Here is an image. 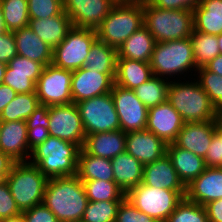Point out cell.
Here are the masks:
<instances>
[{
	"mask_svg": "<svg viewBox=\"0 0 222 222\" xmlns=\"http://www.w3.org/2000/svg\"><path fill=\"white\" fill-rule=\"evenodd\" d=\"M88 202L83 182L77 175L47 180L43 204L60 222L81 220Z\"/></svg>",
	"mask_w": 222,
	"mask_h": 222,
	"instance_id": "cell-1",
	"label": "cell"
},
{
	"mask_svg": "<svg viewBox=\"0 0 222 222\" xmlns=\"http://www.w3.org/2000/svg\"><path fill=\"white\" fill-rule=\"evenodd\" d=\"M80 150L77 144L49 136L32 150L29 162L48 179L73 176L77 174Z\"/></svg>",
	"mask_w": 222,
	"mask_h": 222,
	"instance_id": "cell-2",
	"label": "cell"
},
{
	"mask_svg": "<svg viewBox=\"0 0 222 222\" xmlns=\"http://www.w3.org/2000/svg\"><path fill=\"white\" fill-rule=\"evenodd\" d=\"M143 25V0H118L96 29L97 38L118 50Z\"/></svg>",
	"mask_w": 222,
	"mask_h": 222,
	"instance_id": "cell-3",
	"label": "cell"
},
{
	"mask_svg": "<svg viewBox=\"0 0 222 222\" xmlns=\"http://www.w3.org/2000/svg\"><path fill=\"white\" fill-rule=\"evenodd\" d=\"M167 101L185 123L214 120L219 113L198 81H170Z\"/></svg>",
	"mask_w": 222,
	"mask_h": 222,
	"instance_id": "cell-4",
	"label": "cell"
},
{
	"mask_svg": "<svg viewBox=\"0 0 222 222\" xmlns=\"http://www.w3.org/2000/svg\"><path fill=\"white\" fill-rule=\"evenodd\" d=\"M143 22L156 42L189 38L194 30L193 11L157 8L143 0Z\"/></svg>",
	"mask_w": 222,
	"mask_h": 222,
	"instance_id": "cell-5",
	"label": "cell"
},
{
	"mask_svg": "<svg viewBox=\"0 0 222 222\" xmlns=\"http://www.w3.org/2000/svg\"><path fill=\"white\" fill-rule=\"evenodd\" d=\"M47 180L29 161L16 162L5 179L21 212L43 203Z\"/></svg>",
	"mask_w": 222,
	"mask_h": 222,
	"instance_id": "cell-6",
	"label": "cell"
},
{
	"mask_svg": "<svg viewBox=\"0 0 222 222\" xmlns=\"http://www.w3.org/2000/svg\"><path fill=\"white\" fill-rule=\"evenodd\" d=\"M154 76L171 77L189 70L196 71L191 38L166 42H156L150 59ZM189 69V70H188ZM165 76V77H164Z\"/></svg>",
	"mask_w": 222,
	"mask_h": 222,
	"instance_id": "cell-7",
	"label": "cell"
},
{
	"mask_svg": "<svg viewBox=\"0 0 222 222\" xmlns=\"http://www.w3.org/2000/svg\"><path fill=\"white\" fill-rule=\"evenodd\" d=\"M185 196L186 191L157 189L140 183L126 194V199L149 217L165 222Z\"/></svg>",
	"mask_w": 222,
	"mask_h": 222,
	"instance_id": "cell-8",
	"label": "cell"
},
{
	"mask_svg": "<svg viewBox=\"0 0 222 222\" xmlns=\"http://www.w3.org/2000/svg\"><path fill=\"white\" fill-rule=\"evenodd\" d=\"M96 39V30L73 26L65 39L53 49L52 64L70 71L84 67L86 57Z\"/></svg>",
	"mask_w": 222,
	"mask_h": 222,
	"instance_id": "cell-9",
	"label": "cell"
},
{
	"mask_svg": "<svg viewBox=\"0 0 222 222\" xmlns=\"http://www.w3.org/2000/svg\"><path fill=\"white\" fill-rule=\"evenodd\" d=\"M86 135L120 130L119 117L110 93L76 103Z\"/></svg>",
	"mask_w": 222,
	"mask_h": 222,
	"instance_id": "cell-10",
	"label": "cell"
},
{
	"mask_svg": "<svg viewBox=\"0 0 222 222\" xmlns=\"http://www.w3.org/2000/svg\"><path fill=\"white\" fill-rule=\"evenodd\" d=\"M72 71L46 65L36 84L39 103L46 106L72 103Z\"/></svg>",
	"mask_w": 222,
	"mask_h": 222,
	"instance_id": "cell-11",
	"label": "cell"
},
{
	"mask_svg": "<svg viewBox=\"0 0 222 222\" xmlns=\"http://www.w3.org/2000/svg\"><path fill=\"white\" fill-rule=\"evenodd\" d=\"M48 117L49 136L83 147L86 133L76 103L49 106Z\"/></svg>",
	"mask_w": 222,
	"mask_h": 222,
	"instance_id": "cell-12",
	"label": "cell"
},
{
	"mask_svg": "<svg viewBox=\"0 0 222 222\" xmlns=\"http://www.w3.org/2000/svg\"><path fill=\"white\" fill-rule=\"evenodd\" d=\"M111 95L123 132L146 130L148 108L137 98L133 90L113 85Z\"/></svg>",
	"mask_w": 222,
	"mask_h": 222,
	"instance_id": "cell-13",
	"label": "cell"
},
{
	"mask_svg": "<svg viewBox=\"0 0 222 222\" xmlns=\"http://www.w3.org/2000/svg\"><path fill=\"white\" fill-rule=\"evenodd\" d=\"M118 0H63L72 25L96 30Z\"/></svg>",
	"mask_w": 222,
	"mask_h": 222,
	"instance_id": "cell-14",
	"label": "cell"
},
{
	"mask_svg": "<svg viewBox=\"0 0 222 222\" xmlns=\"http://www.w3.org/2000/svg\"><path fill=\"white\" fill-rule=\"evenodd\" d=\"M115 76L116 73H100L85 67L72 71V103L110 93Z\"/></svg>",
	"mask_w": 222,
	"mask_h": 222,
	"instance_id": "cell-15",
	"label": "cell"
},
{
	"mask_svg": "<svg viewBox=\"0 0 222 222\" xmlns=\"http://www.w3.org/2000/svg\"><path fill=\"white\" fill-rule=\"evenodd\" d=\"M185 122L181 115L166 101L148 108L146 130L163 139L167 144L173 143Z\"/></svg>",
	"mask_w": 222,
	"mask_h": 222,
	"instance_id": "cell-16",
	"label": "cell"
},
{
	"mask_svg": "<svg viewBox=\"0 0 222 222\" xmlns=\"http://www.w3.org/2000/svg\"><path fill=\"white\" fill-rule=\"evenodd\" d=\"M167 145L163 139L147 130L126 133L125 151L143 165L152 163L167 154Z\"/></svg>",
	"mask_w": 222,
	"mask_h": 222,
	"instance_id": "cell-17",
	"label": "cell"
},
{
	"mask_svg": "<svg viewBox=\"0 0 222 222\" xmlns=\"http://www.w3.org/2000/svg\"><path fill=\"white\" fill-rule=\"evenodd\" d=\"M0 152L16 162H28L31 150L28 146V130L25 120L2 122Z\"/></svg>",
	"mask_w": 222,
	"mask_h": 222,
	"instance_id": "cell-18",
	"label": "cell"
},
{
	"mask_svg": "<svg viewBox=\"0 0 222 222\" xmlns=\"http://www.w3.org/2000/svg\"><path fill=\"white\" fill-rule=\"evenodd\" d=\"M214 134L215 119L206 122H187L173 143L177 147L205 158Z\"/></svg>",
	"mask_w": 222,
	"mask_h": 222,
	"instance_id": "cell-19",
	"label": "cell"
},
{
	"mask_svg": "<svg viewBox=\"0 0 222 222\" xmlns=\"http://www.w3.org/2000/svg\"><path fill=\"white\" fill-rule=\"evenodd\" d=\"M185 197L202 206L211 201L222 199V167H207L186 187Z\"/></svg>",
	"mask_w": 222,
	"mask_h": 222,
	"instance_id": "cell-20",
	"label": "cell"
},
{
	"mask_svg": "<svg viewBox=\"0 0 222 222\" xmlns=\"http://www.w3.org/2000/svg\"><path fill=\"white\" fill-rule=\"evenodd\" d=\"M142 183L157 189L186 191V187L178 177L167 154L152 163L144 165Z\"/></svg>",
	"mask_w": 222,
	"mask_h": 222,
	"instance_id": "cell-21",
	"label": "cell"
},
{
	"mask_svg": "<svg viewBox=\"0 0 222 222\" xmlns=\"http://www.w3.org/2000/svg\"><path fill=\"white\" fill-rule=\"evenodd\" d=\"M126 133L122 130L86 135L82 149L90 155L112 159L125 152Z\"/></svg>",
	"mask_w": 222,
	"mask_h": 222,
	"instance_id": "cell-22",
	"label": "cell"
},
{
	"mask_svg": "<svg viewBox=\"0 0 222 222\" xmlns=\"http://www.w3.org/2000/svg\"><path fill=\"white\" fill-rule=\"evenodd\" d=\"M28 27L54 49L65 39L73 25L70 17L62 11L59 15L45 19H29Z\"/></svg>",
	"mask_w": 222,
	"mask_h": 222,
	"instance_id": "cell-23",
	"label": "cell"
},
{
	"mask_svg": "<svg viewBox=\"0 0 222 222\" xmlns=\"http://www.w3.org/2000/svg\"><path fill=\"white\" fill-rule=\"evenodd\" d=\"M167 155L185 187L191 184L207 168L204 158L177 147L174 143L167 145Z\"/></svg>",
	"mask_w": 222,
	"mask_h": 222,
	"instance_id": "cell-24",
	"label": "cell"
},
{
	"mask_svg": "<svg viewBox=\"0 0 222 222\" xmlns=\"http://www.w3.org/2000/svg\"><path fill=\"white\" fill-rule=\"evenodd\" d=\"M13 34L19 56L42 63L44 66L52 64L53 49L42 41L30 27L18 29Z\"/></svg>",
	"mask_w": 222,
	"mask_h": 222,
	"instance_id": "cell-25",
	"label": "cell"
},
{
	"mask_svg": "<svg viewBox=\"0 0 222 222\" xmlns=\"http://www.w3.org/2000/svg\"><path fill=\"white\" fill-rule=\"evenodd\" d=\"M114 182L127 194L142 183L144 165L126 151L111 159Z\"/></svg>",
	"mask_w": 222,
	"mask_h": 222,
	"instance_id": "cell-26",
	"label": "cell"
},
{
	"mask_svg": "<svg viewBox=\"0 0 222 222\" xmlns=\"http://www.w3.org/2000/svg\"><path fill=\"white\" fill-rule=\"evenodd\" d=\"M155 43L154 37L143 25L119 47L117 59H131L149 63Z\"/></svg>",
	"mask_w": 222,
	"mask_h": 222,
	"instance_id": "cell-27",
	"label": "cell"
},
{
	"mask_svg": "<svg viewBox=\"0 0 222 222\" xmlns=\"http://www.w3.org/2000/svg\"><path fill=\"white\" fill-rule=\"evenodd\" d=\"M194 30L209 35L222 33V0H201L193 10Z\"/></svg>",
	"mask_w": 222,
	"mask_h": 222,
	"instance_id": "cell-28",
	"label": "cell"
},
{
	"mask_svg": "<svg viewBox=\"0 0 222 222\" xmlns=\"http://www.w3.org/2000/svg\"><path fill=\"white\" fill-rule=\"evenodd\" d=\"M153 76L150 63L117 59L115 84L122 88L134 90Z\"/></svg>",
	"mask_w": 222,
	"mask_h": 222,
	"instance_id": "cell-29",
	"label": "cell"
},
{
	"mask_svg": "<svg viewBox=\"0 0 222 222\" xmlns=\"http://www.w3.org/2000/svg\"><path fill=\"white\" fill-rule=\"evenodd\" d=\"M76 175L81 181H114L111 160L87 154L82 148L78 156Z\"/></svg>",
	"mask_w": 222,
	"mask_h": 222,
	"instance_id": "cell-30",
	"label": "cell"
},
{
	"mask_svg": "<svg viewBox=\"0 0 222 222\" xmlns=\"http://www.w3.org/2000/svg\"><path fill=\"white\" fill-rule=\"evenodd\" d=\"M117 57L116 48L97 38L90 48L84 67L100 73H116Z\"/></svg>",
	"mask_w": 222,
	"mask_h": 222,
	"instance_id": "cell-31",
	"label": "cell"
},
{
	"mask_svg": "<svg viewBox=\"0 0 222 222\" xmlns=\"http://www.w3.org/2000/svg\"><path fill=\"white\" fill-rule=\"evenodd\" d=\"M166 79L153 76L148 81L135 88L133 91L137 98L147 108L157 106L167 101L168 86L170 82L168 81V78Z\"/></svg>",
	"mask_w": 222,
	"mask_h": 222,
	"instance_id": "cell-32",
	"label": "cell"
},
{
	"mask_svg": "<svg viewBox=\"0 0 222 222\" xmlns=\"http://www.w3.org/2000/svg\"><path fill=\"white\" fill-rule=\"evenodd\" d=\"M39 105L36 93L17 94L3 109L0 118L3 122L26 121Z\"/></svg>",
	"mask_w": 222,
	"mask_h": 222,
	"instance_id": "cell-33",
	"label": "cell"
},
{
	"mask_svg": "<svg viewBox=\"0 0 222 222\" xmlns=\"http://www.w3.org/2000/svg\"><path fill=\"white\" fill-rule=\"evenodd\" d=\"M190 38L197 68L204 67L209 61L220 55L217 35L193 31Z\"/></svg>",
	"mask_w": 222,
	"mask_h": 222,
	"instance_id": "cell-34",
	"label": "cell"
},
{
	"mask_svg": "<svg viewBox=\"0 0 222 222\" xmlns=\"http://www.w3.org/2000/svg\"><path fill=\"white\" fill-rule=\"evenodd\" d=\"M49 106L40 104L26 120L28 146L32 151L49 137Z\"/></svg>",
	"mask_w": 222,
	"mask_h": 222,
	"instance_id": "cell-35",
	"label": "cell"
},
{
	"mask_svg": "<svg viewBox=\"0 0 222 222\" xmlns=\"http://www.w3.org/2000/svg\"><path fill=\"white\" fill-rule=\"evenodd\" d=\"M6 30L14 32L29 24L28 0H0Z\"/></svg>",
	"mask_w": 222,
	"mask_h": 222,
	"instance_id": "cell-36",
	"label": "cell"
},
{
	"mask_svg": "<svg viewBox=\"0 0 222 222\" xmlns=\"http://www.w3.org/2000/svg\"><path fill=\"white\" fill-rule=\"evenodd\" d=\"M88 201H123L126 194L114 181H82Z\"/></svg>",
	"mask_w": 222,
	"mask_h": 222,
	"instance_id": "cell-37",
	"label": "cell"
},
{
	"mask_svg": "<svg viewBox=\"0 0 222 222\" xmlns=\"http://www.w3.org/2000/svg\"><path fill=\"white\" fill-rule=\"evenodd\" d=\"M122 201H97L87 203L82 220L85 222H115Z\"/></svg>",
	"mask_w": 222,
	"mask_h": 222,
	"instance_id": "cell-38",
	"label": "cell"
},
{
	"mask_svg": "<svg viewBox=\"0 0 222 222\" xmlns=\"http://www.w3.org/2000/svg\"><path fill=\"white\" fill-rule=\"evenodd\" d=\"M165 222H209V220L205 206L184 197Z\"/></svg>",
	"mask_w": 222,
	"mask_h": 222,
	"instance_id": "cell-39",
	"label": "cell"
},
{
	"mask_svg": "<svg viewBox=\"0 0 222 222\" xmlns=\"http://www.w3.org/2000/svg\"><path fill=\"white\" fill-rule=\"evenodd\" d=\"M196 71H198V77L200 78L198 83L206 92L216 110L219 113L222 112V76L206 70L204 67H199Z\"/></svg>",
	"mask_w": 222,
	"mask_h": 222,
	"instance_id": "cell-40",
	"label": "cell"
},
{
	"mask_svg": "<svg viewBox=\"0 0 222 222\" xmlns=\"http://www.w3.org/2000/svg\"><path fill=\"white\" fill-rule=\"evenodd\" d=\"M63 11V0H28L29 19H45Z\"/></svg>",
	"mask_w": 222,
	"mask_h": 222,
	"instance_id": "cell-41",
	"label": "cell"
},
{
	"mask_svg": "<svg viewBox=\"0 0 222 222\" xmlns=\"http://www.w3.org/2000/svg\"><path fill=\"white\" fill-rule=\"evenodd\" d=\"M44 65L23 56H15L7 64L5 74L41 75Z\"/></svg>",
	"mask_w": 222,
	"mask_h": 222,
	"instance_id": "cell-42",
	"label": "cell"
},
{
	"mask_svg": "<svg viewBox=\"0 0 222 222\" xmlns=\"http://www.w3.org/2000/svg\"><path fill=\"white\" fill-rule=\"evenodd\" d=\"M40 75L5 74L2 84L11 87L17 94L36 93Z\"/></svg>",
	"mask_w": 222,
	"mask_h": 222,
	"instance_id": "cell-43",
	"label": "cell"
},
{
	"mask_svg": "<svg viewBox=\"0 0 222 222\" xmlns=\"http://www.w3.org/2000/svg\"><path fill=\"white\" fill-rule=\"evenodd\" d=\"M115 222H158V221L140 211L125 198L118 207Z\"/></svg>",
	"mask_w": 222,
	"mask_h": 222,
	"instance_id": "cell-44",
	"label": "cell"
},
{
	"mask_svg": "<svg viewBox=\"0 0 222 222\" xmlns=\"http://www.w3.org/2000/svg\"><path fill=\"white\" fill-rule=\"evenodd\" d=\"M21 213L6 181L0 182V219L14 217Z\"/></svg>",
	"mask_w": 222,
	"mask_h": 222,
	"instance_id": "cell-45",
	"label": "cell"
},
{
	"mask_svg": "<svg viewBox=\"0 0 222 222\" xmlns=\"http://www.w3.org/2000/svg\"><path fill=\"white\" fill-rule=\"evenodd\" d=\"M25 222H60L43 203L22 212Z\"/></svg>",
	"mask_w": 222,
	"mask_h": 222,
	"instance_id": "cell-46",
	"label": "cell"
},
{
	"mask_svg": "<svg viewBox=\"0 0 222 222\" xmlns=\"http://www.w3.org/2000/svg\"><path fill=\"white\" fill-rule=\"evenodd\" d=\"M17 55L13 32L7 31L0 35V62L7 65Z\"/></svg>",
	"mask_w": 222,
	"mask_h": 222,
	"instance_id": "cell-47",
	"label": "cell"
},
{
	"mask_svg": "<svg viewBox=\"0 0 222 222\" xmlns=\"http://www.w3.org/2000/svg\"><path fill=\"white\" fill-rule=\"evenodd\" d=\"M150 5L170 10H191L193 11L201 0H146Z\"/></svg>",
	"mask_w": 222,
	"mask_h": 222,
	"instance_id": "cell-48",
	"label": "cell"
},
{
	"mask_svg": "<svg viewBox=\"0 0 222 222\" xmlns=\"http://www.w3.org/2000/svg\"><path fill=\"white\" fill-rule=\"evenodd\" d=\"M206 167H222V149L220 138L214 134L204 158Z\"/></svg>",
	"mask_w": 222,
	"mask_h": 222,
	"instance_id": "cell-49",
	"label": "cell"
},
{
	"mask_svg": "<svg viewBox=\"0 0 222 222\" xmlns=\"http://www.w3.org/2000/svg\"><path fill=\"white\" fill-rule=\"evenodd\" d=\"M205 208L209 222H222V199L209 202Z\"/></svg>",
	"mask_w": 222,
	"mask_h": 222,
	"instance_id": "cell-50",
	"label": "cell"
},
{
	"mask_svg": "<svg viewBox=\"0 0 222 222\" xmlns=\"http://www.w3.org/2000/svg\"><path fill=\"white\" fill-rule=\"evenodd\" d=\"M17 93L9 86L0 84V115L3 109L16 97Z\"/></svg>",
	"mask_w": 222,
	"mask_h": 222,
	"instance_id": "cell-51",
	"label": "cell"
},
{
	"mask_svg": "<svg viewBox=\"0 0 222 222\" xmlns=\"http://www.w3.org/2000/svg\"><path fill=\"white\" fill-rule=\"evenodd\" d=\"M15 163L16 161H14L9 155L0 152V182L6 179Z\"/></svg>",
	"mask_w": 222,
	"mask_h": 222,
	"instance_id": "cell-52",
	"label": "cell"
},
{
	"mask_svg": "<svg viewBox=\"0 0 222 222\" xmlns=\"http://www.w3.org/2000/svg\"><path fill=\"white\" fill-rule=\"evenodd\" d=\"M204 68L222 76V55H217L213 60L209 61Z\"/></svg>",
	"mask_w": 222,
	"mask_h": 222,
	"instance_id": "cell-53",
	"label": "cell"
},
{
	"mask_svg": "<svg viewBox=\"0 0 222 222\" xmlns=\"http://www.w3.org/2000/svg\"><path fill=\"white\" fill-rule=\"evenodd\" d=\"M215 134L220 138L222 149V112L218 113L215 119Z\"/></svg>",
	"mask_w": 222,
	"mask_h": 222,
	"instance_id": "cell-54",
	"label": "cell"
},
{
	"mask_svg": "<svg viewBox=\"0 0 222 222\" xmlns=\"http://www.w3.org/2000/svg\"><path fill=\"white\" fill-rule=\"evenodd\" d=\"M0 222H25L22 213L14 216V217H8L0 219Z\"/></svg>",
	"mask_w": 222,
	"mask_h": 222,
	"instance_id": "cell-55",
	"label": "cell"
},
{
	"mask_svg": "<svg viewBox=\"0 0 222 222\" xmlns=\"http://www.w3.org/2000/svg\"><path fill=\"white\" fill-rule=\"evenodd\" d=\"M6 32H7L6 25H5V22H4L3 12H2L1 5H0V35L4 34Z\"/></svg>",
	"mask_w": 222,
	"mask_h": 222,
	"instance_id": "cell-56",
	"label": "cell"
},
{
	"mask_svg": "<svg viewBox=\"0 0 222 222\" xmlns=\"http://www.w3.org/2000/svg\"><path fill=\"white\" fill-rule=\"evenodd\" d=\"M7 65L0 62V84H2Z\"/></svg>",
	"mask_w": 222,
	"mask_h": 222,
	"instance_id": "cell-57",
	"label": "cell"
},
{
	"mask_svg": "<svg viewBox=\"0 0 222 222\" xmlns=\"http://www.w3.org/2000/svg\"><path fill=\"white\" fill-rule=\"evenodd\" d=\"M217 38H218V44H219V51H220V54L222 55V33L217 35Z\"/></svg>",
	"mask_w": 222,
	"mask_h": 222,
	"instance_id": "cell-58",
	"label": "cell"
},
{
	"mask_svg": "<svg viewBox=\"0 0 222 222\" xmlns=\"http://www.w3.org/2000/svg\"><path fill=\"white\" fill-rule=\"evenodd\" d=\"M71 222H85L84 220H76V221H71Z\"/></svg>",
	"mask_w": 222,
	"mask_h": 222,
	"instance_id": "cell-59",
	"label": "cell"
},
{
	"mask_svg": "<svg viewBox=\"0 0 222 222\" xmlns=\"http://www.w3.org/2000/svg\"><path fill=\"white\" fill-rule=\"evenodd\" d=\"M2 122H3V121H2V120H1V118H0V130H1V125H2Z\"/></svg>",
	"mask_w": 222,
	"mask_h": 222,
	"instance_id": "cell-60",
	"label": "cell"
}]
</instances>
